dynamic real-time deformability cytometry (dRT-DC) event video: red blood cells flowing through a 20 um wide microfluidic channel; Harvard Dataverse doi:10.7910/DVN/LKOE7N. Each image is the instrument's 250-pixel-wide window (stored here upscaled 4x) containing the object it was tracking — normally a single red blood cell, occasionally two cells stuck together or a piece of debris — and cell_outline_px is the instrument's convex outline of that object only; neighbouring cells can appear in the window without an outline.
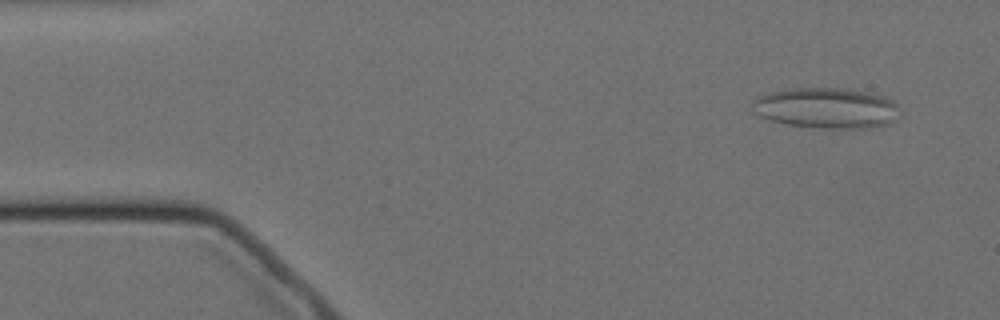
{"species": "Egyptian fruit bat (a non-hibernating species)", "species_latin": "Rousettus aegyptiacus", "temperature_condition": "cold", "stored_images_in_passage": 4, "segment_of_instrument_passage": [2, 2], "camera_frame_rate_fps": 3000, "um_per_image_px": 0.085, "animal": {"sex": "female"}, "frame": {"image": 1, "passage_image": 4, "time_ms": 3.333, "image_size_px": [1000, 320], "cell_outline_px": [[900, 108], [896, 120], [880, 128], [820, 128], [784, 124], [768, 120], [756, 116], [752, 112], [748, 100], [756, 96], [768, 92], [788, 88], [848, 88], [884, 96], [892, 100]], "centroid_in_image_um": [70.16, 9.19], "position_along_channel_um": 14.8, "area_um2": 36.01}}